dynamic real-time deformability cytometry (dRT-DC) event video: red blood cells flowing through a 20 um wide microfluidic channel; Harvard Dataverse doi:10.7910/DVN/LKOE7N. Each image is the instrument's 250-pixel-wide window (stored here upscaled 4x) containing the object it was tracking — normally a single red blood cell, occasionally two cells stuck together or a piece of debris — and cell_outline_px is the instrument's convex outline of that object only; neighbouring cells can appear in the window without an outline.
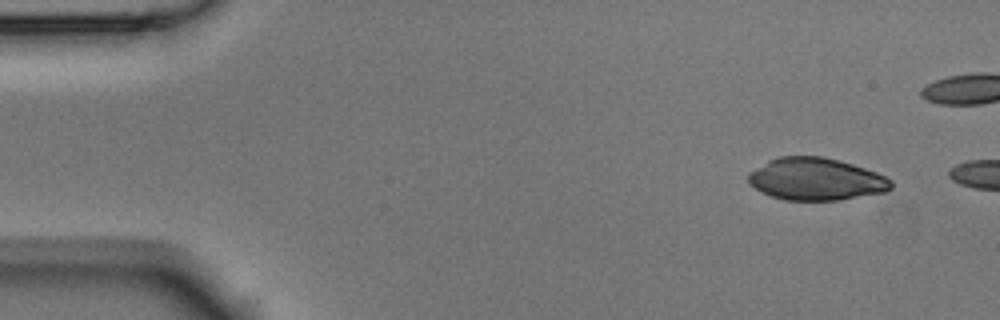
{"species": "Egyptian fruit bat (a non-hibernating species)", "species_latin": "Rousettus aegyptiacus", "temperature_condition": "room temperature", "stored_images_in_passage": 4, "camera_frame_rate_fps": 3000, "um_per_image_px": 0.085, "animal": {"sex": "male"}, "frame": {"image": 1, "passage_image": 1, "time_ms": 0.0, "image_size_px": [1000, 320], "cell_outline_px": [[892, 188], [884, 192], [840, 200], [784, 200], [760, 192], [748, 180], [748, 176], [752, 172], [768, 160], [780, 156], [820, 156], [852, 164], [876, 172], [892, 180]], "centroid_in_image_um": [69.38, 15.23], "position_along_channel_um": 15.6, "area_um2": 34.85}}